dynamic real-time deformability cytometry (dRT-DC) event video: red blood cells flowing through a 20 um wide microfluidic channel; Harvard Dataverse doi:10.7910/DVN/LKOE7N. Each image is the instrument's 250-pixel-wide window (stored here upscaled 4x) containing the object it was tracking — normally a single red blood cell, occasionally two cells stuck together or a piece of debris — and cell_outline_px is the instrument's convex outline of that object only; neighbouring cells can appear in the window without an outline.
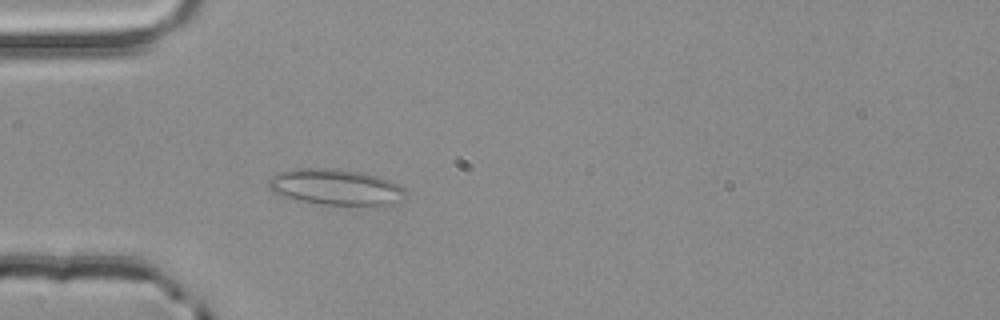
{"species": "common noctule bat (a hibernating species)", "species_latin": "Nyctalus noctula", "temperature_condition": "room temperature", "stored_images_in_passage": 3, "camera_frame_rate_fps": 3000, "um_per_image_px": 0.085, "animal": {"sex": "male", "body_mass_g": 20.4}, "frame": {"image": 1, "passage_image": 3, "time_ms": 0.667, "image_size_px": [1000, 320], "cell_outline_px": [[404, 192], [384, 208], [320, 204], [296, 200], [280, 196], [272, 192], [268, 188], [268, 180], [272, 176], [280, 172], [296, 168], [336, 168], [364, 172], [380, 176], [404, 188]], "centroid_in_image_um": [28.48, 15.92], "position_along_channel_um": 56.5, "area_um2": 29.3}}